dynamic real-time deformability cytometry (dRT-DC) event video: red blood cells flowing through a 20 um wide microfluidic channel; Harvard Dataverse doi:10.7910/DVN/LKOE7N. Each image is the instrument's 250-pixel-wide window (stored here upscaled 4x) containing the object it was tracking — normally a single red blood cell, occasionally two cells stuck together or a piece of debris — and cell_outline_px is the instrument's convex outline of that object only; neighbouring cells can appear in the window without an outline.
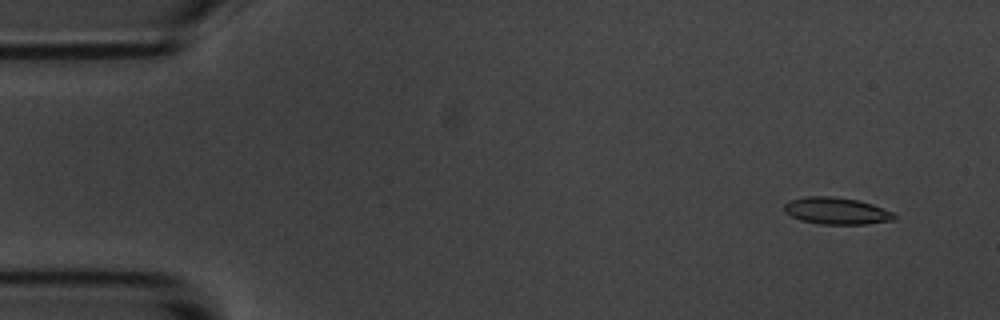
{"species": "common noctule bat (a hibernating species)", "species_latin": "Nyctalus noctula", "temperature_condition": "room temperature", "stored_images_in_passage": 56, "camera_frame_rate_fps": 3000, "um_per_image_px": 0.085, "animal": {"sex": "male", "body_mass_g": 20.1, "forearm_length_mm": 53.5}, "frame": {"image": 1, "passage_image": 4, "time_ms": 1.0, "image_size_px": [1000, 320], "cell_outline_px": [[896, 220], [868, 224], [820, 224], [800, 220], [784, 212], [784, 204], [788, 200], [808, 196], [832, 196], [856, 200], [872, 204], [896, 212]], "centroid_in_image_um": [71.13, 17.93], "position_along_channel_um": 13.9, "area_um2": 17.46}}
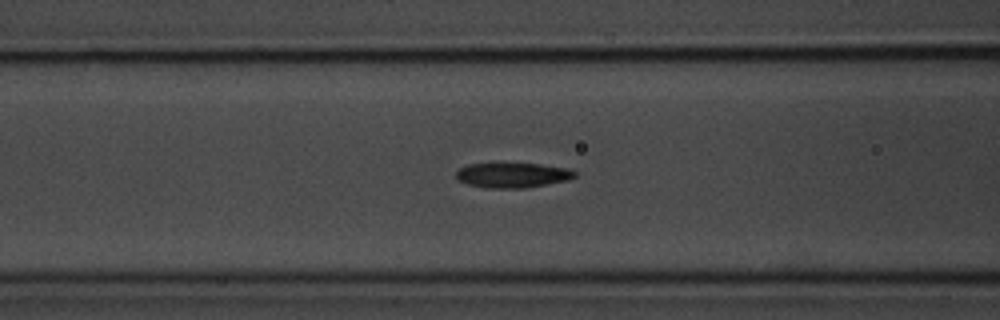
{"frame": {"image": 2, "passage_image": 22, "time_ms": 7.0, "image_size_px": [1000, 320], "cell_outline_px": [[576, 176], [568, 180], [528, 188], [484, 188], [468, 184], [460, 180], [456, 176], [456, 172], [460, 168], [468, 164], [540, 164], [568, 168], [576, 172]], "centroid_in_image_um": [43.6, 14.9], "position_along_channel_um": 123.0, "area_um2": 17.17}}
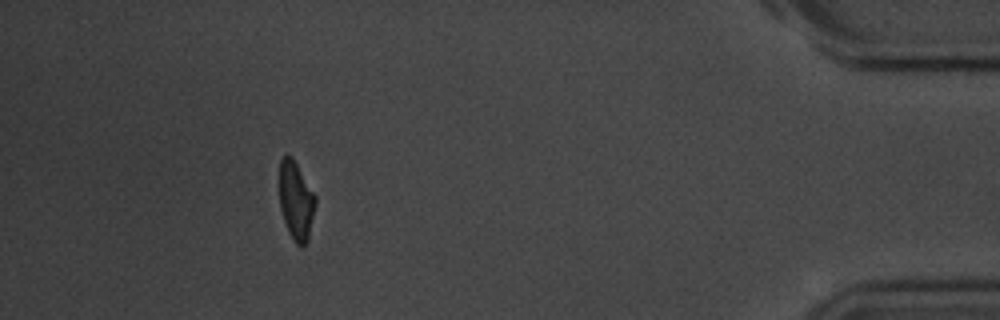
{"frame": {"image": 3, "passage_image": 51, "time_ms": 16.667, "image_size_px": [1000, 320], "cell_outline_px": [[316, 204], [308, 240], [304, 248], [300, 248], [296, 244], [288, 232], [280, 208], [280, 160], [284, 156], [292, 156], [316, 196]], "centroid_in_image_um": [25.18, 17.11], "position_along_channel_um": 410.0, "area_um2": 16.53}, "authors_computed_cell_mechanics": {"area_um2": 17.6579, "velocity_mm_per_s": 3.573, "shape_relaxation_time_tau1_ms": 4.0367, "shape_relaxation_time_tau2_ms": 5.1452, "deformation_change_tau1": 0.1397, "deformation_change_tau2": 0.1205}}